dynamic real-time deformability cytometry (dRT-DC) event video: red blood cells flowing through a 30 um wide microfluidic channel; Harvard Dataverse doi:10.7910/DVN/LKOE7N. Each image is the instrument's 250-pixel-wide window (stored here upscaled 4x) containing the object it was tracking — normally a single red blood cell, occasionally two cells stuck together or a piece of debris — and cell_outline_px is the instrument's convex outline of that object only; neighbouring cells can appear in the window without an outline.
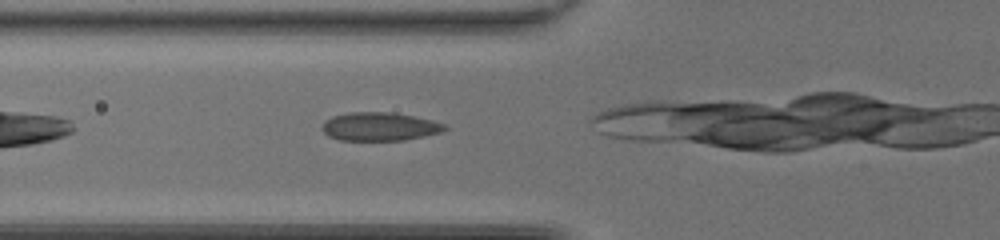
{"species": "common noctule bat (a hibernating species)", "species_latin": "Nyctalus noctula", "temperature_condition": "room temperature", "stored_images_in_passage": 8, "camera_frame_rate_fps": 3000, "um_per_image_px": 0.085, "animal": {"sex": "female", "body_mass_g": 20.0, "forearm_length_mm": 54.0}, "frame": {"image": 1, "passage_image": 2, "time_ms": 0.333, "image_size_px": [1000, 240], "cell_outline_px": [[448, 128], [440, 132], [424, 136], [404, 140], [340, 140], [328, 136], [320, 128], [324, 120], [332, 116], [348, 112], [392, 112], [432, 120], [444, 124]], "centroid_in_image_um": [32.22, 10.75], "position_along_channel_um": 93.6, "area_um2": 20.35}}